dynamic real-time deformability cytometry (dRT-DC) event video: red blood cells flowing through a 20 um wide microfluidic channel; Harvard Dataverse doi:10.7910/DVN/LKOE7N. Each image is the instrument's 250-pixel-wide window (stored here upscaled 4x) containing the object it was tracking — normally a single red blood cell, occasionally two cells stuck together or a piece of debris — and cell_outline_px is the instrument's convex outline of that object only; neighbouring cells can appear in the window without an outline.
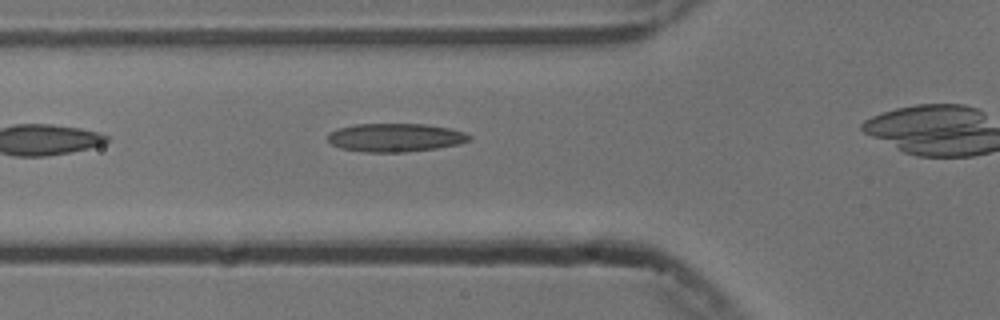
{"species": "common noctule bat (a hibernating species)", "species_latin": "Nyctalus noctula", "temperature_condition": "cold", "stored_images_in_passage": 15, "camera_frame_rate_fps": 3000, "um_per_image_px": 0.085, "animal": {"sex": "male", "body_mass_g": 13.3}, "frame": {"image": 1, "passage_image": 3, "time_ms": 0.667, "image_size_px": [1000, 320], "cell_outline_px": [[472, 140], [460, 144], [436, 148], [404, 152], [364, 152], [340, 148], [332, 144], [328, 140], [328, 136], [336, 128], [356, 124], [424, 124], [448, 128], [464, 132], [472, 136]], "centroid_in_image_um": [33.62, 11.69], "position_along_channel_um": 92.2, "area_um2": 23.41}}
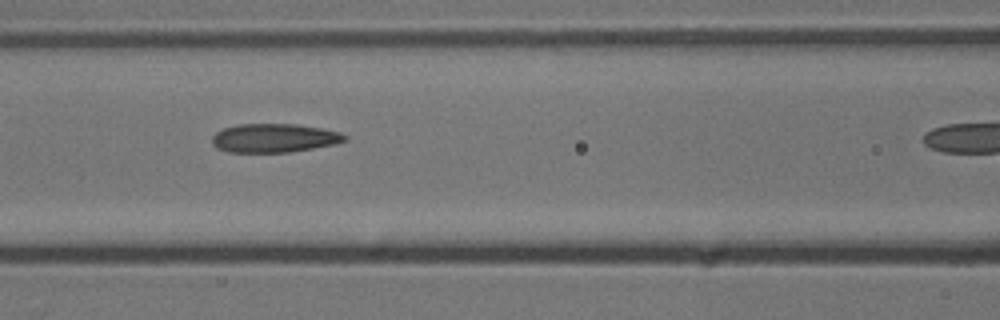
{"frame": {"image": 2, "passage_image": 7, "time_ms": 2.0, "image_size_px": [1000, 320], "cell_outline_px": [[348, 140], [336, 144], [288, 152], [228, 152], [216, 148], [212, 144], [212, 136], [216, 132], [224, 128], [236, 124], [296, 124], [320, 128], [340, 132], [348, 136]], "centroid_in_image_um": [23.3, 11.73], "position_along_channel_um": 143.3, "area_um2": 22.31}}